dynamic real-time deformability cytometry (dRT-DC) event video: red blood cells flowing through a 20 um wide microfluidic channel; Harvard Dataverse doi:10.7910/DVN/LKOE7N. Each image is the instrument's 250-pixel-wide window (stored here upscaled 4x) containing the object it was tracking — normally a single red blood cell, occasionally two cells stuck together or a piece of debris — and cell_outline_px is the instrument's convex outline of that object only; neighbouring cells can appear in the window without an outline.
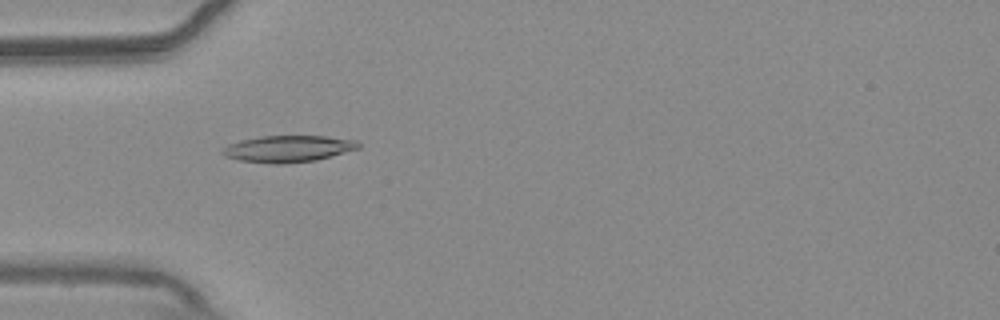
{"species": "common noctule bat (a hibernating species)", "species_latin": "Nyctalus noctula", "temperature_condition": "warm", "stored_images_in_passage": 39, "camera_frame_rate_fps": 3000, "um_per_image_px": 0.085, "animal": {"sex": "male", "body_mass_g": 20.4}, "frame": {"image": 1, "passage_image": 2, "time_ms": 0.333, "image_size_px": [1000, 320], "cell_outline_px": [[360, 148], [316, 160], [284, 164], [272, 164], [240, 160], [224, 156], [220, 152], [228, 144], [240, 140], [260, 136], [328, 136], [356, 140], [360, 144]], "centroid_in_image_um": [24.48, 12.64], "position_along_channel_um": 60.5, "area_um2": 21.15}}
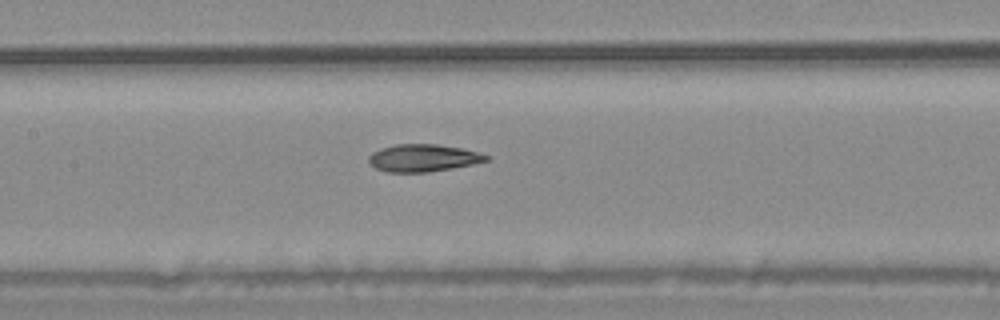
{"frame": {"image": 2, "passage_image": 11, "time_ms": 3.333, "image_size_px": [1000, 320], "cell_outline_px": [[492, 156], [488, 160], [472, 164], [452, 168], [428, 172], [388, 172], [376, 168], [368, 160], [368, 156], [372, 152], [380, 148], [396, 144], [436, 144], [464, 148], [480, 152]], "centroid_in_image_um": [36.0, 13.41], "position_along_channel_um": 171.4, "area_um2": 18.84}}
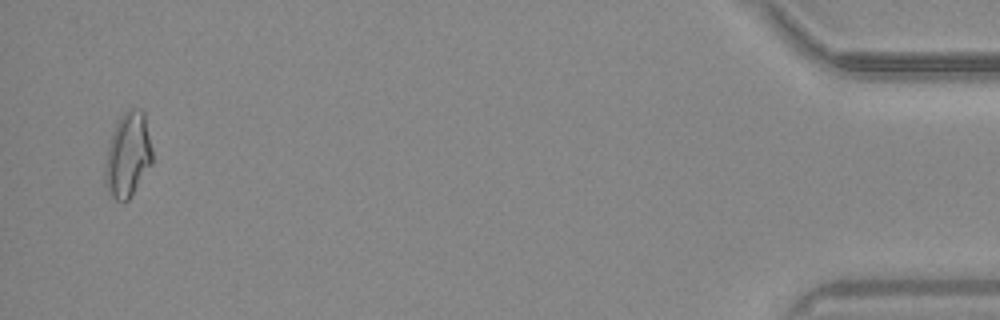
{"frame": {"image": 3, "passage_image": 38, "time_ms": 12.333, "image_size_px": [1000, 320], "cell_outline_px": [[152, 164], [128, 200], [116, 200], [108, 196], [104, 184], [104, 168], [108, 144], [112, 132], [120, 116], [128, 108], [140, 108], [144, 112], [152, 148]], "centroid_in_image_um": [10.85, 13.17], "position_along_channel_um": 424.4, "area_um2": 23.64}}